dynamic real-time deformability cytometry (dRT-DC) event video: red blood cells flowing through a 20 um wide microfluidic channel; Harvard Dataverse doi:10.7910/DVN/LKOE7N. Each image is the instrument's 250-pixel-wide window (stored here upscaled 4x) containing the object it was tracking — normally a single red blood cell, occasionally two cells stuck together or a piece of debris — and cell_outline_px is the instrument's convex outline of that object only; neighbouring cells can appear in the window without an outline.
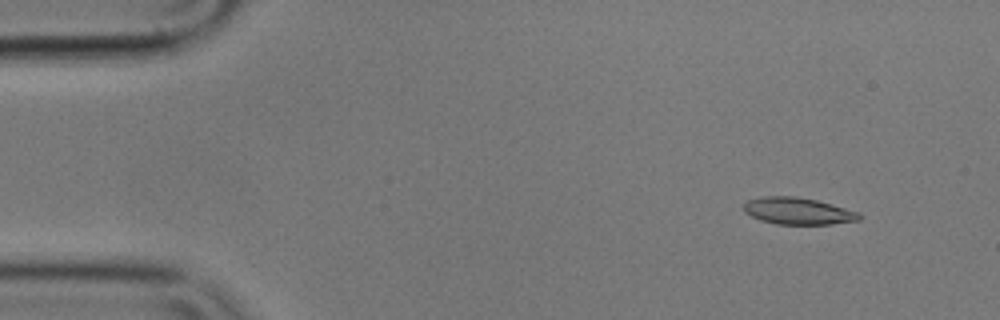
{"species": "common noctule bat (a hibernating species)", "species_latin": "Nyctalus noctula", "temperature_condition": "cold", "stored_images_in_passage": 57, "segment_of_instrument_passage": [1, 2], "camera_frame_rate_fps": 3000, "um_per_image_px": 0.085, "animal": {"sex": "male", "body_mass_g": 17.9}, "frame": {"image": 1, "passage_image": 5, "time_ms": 1.333, "image_size_px": [1000, 320], "cell_outline_px": [[864, 216], [860, 220], [832, 224], [776, 224], [760, 220], [744, 212], [744, 204], [748, 200], [764, 196], [796, 196], [816, 200], [860, 212]], "centroid_in_image_um": [67.86, 17.94], "position_along_channel_um": 17.1, "area_um2": 18.15}}
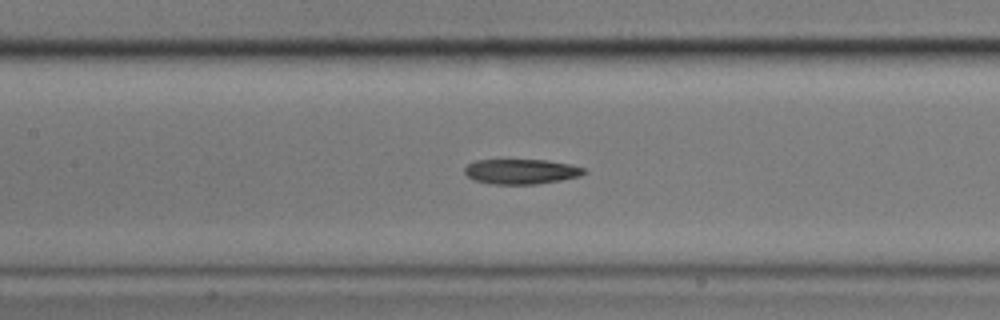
{"frame": {"image": 2, "passage_image": 25, "time_ms": 8.0, "image_size_px": [1000, 320], "cell_outline_px": [[588, 172], [580, 176], [560, 180], [536, 184], [488, 184], [476, 180], [468, 176], [464, 172], [464, 168], [468, 164], [476, 160], [548, 160], [572, 164], [584, 168]], "centroid_in_image_um": [44.33, 14.57], "position_along_channel_um": 163.1, "area_um2": 17.46}}
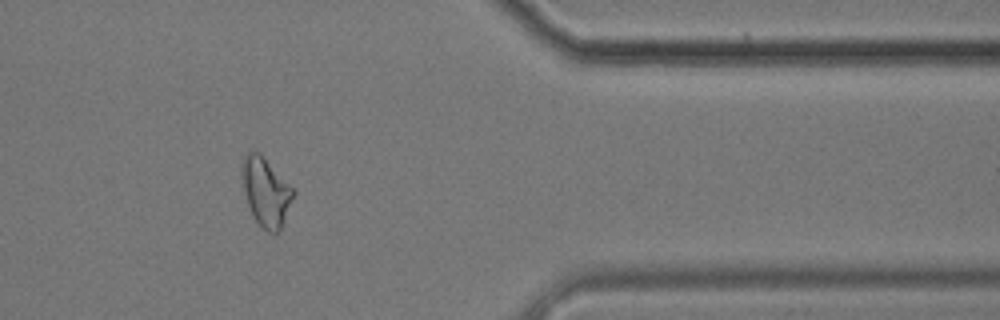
{"frame": {"image": 3, "passage_image": 46, "time_ms": 15.0, "image_size_px": [1000, 320], "cell_outline_px": [[296, 192], [280, 232], [276, 236], [268, 232], [252, 216], [248, 204], [240, 176], [240, 164], [248, 148], [260, 152]], "centroid_in_image_um": [22.58, 16.28], "position_along_channel_um": 388.8, "area_um2": 20.98}}